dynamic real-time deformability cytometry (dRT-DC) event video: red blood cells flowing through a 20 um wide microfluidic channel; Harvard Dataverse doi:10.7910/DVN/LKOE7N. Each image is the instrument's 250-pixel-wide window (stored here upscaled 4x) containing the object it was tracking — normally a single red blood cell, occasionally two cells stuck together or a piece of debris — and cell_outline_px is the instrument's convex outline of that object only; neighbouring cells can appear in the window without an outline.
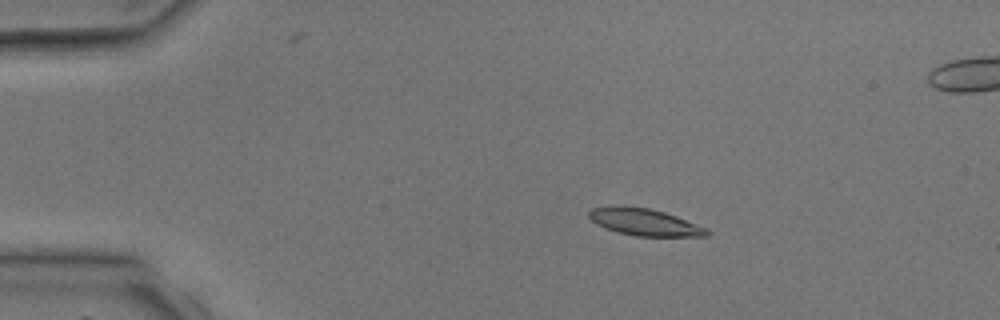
{"species": "common noctule bat (a hibernating species)", "species_latin": "Nyctalus noctula", "temperature_condition": "room temperature", "stored_images_in_passage": 4, "camera_frame_rate_fps": 3000, "um_per_image_px": 0.085, "animal": {"sex": "male", "body_mass_g": 17.9, "forearm_length_mm": 54.2}, "frame": {"image": 1, "passage_image": 2, "time_ms": 1.0, "image_size_px": [1000, 320], "cell_outline_px": [[712, 232], [708, 236], [636, 236], [620, 232], [596, 224], [588, 216], [588, 212], [592, 208], [616, 204], [648, 208], [664, 212], [676, 216], [708, 228]], "centroid_in_image_um": [54.8, 18.86], "position_along_channel_um": 30.2, "area_um2": 18.61}}